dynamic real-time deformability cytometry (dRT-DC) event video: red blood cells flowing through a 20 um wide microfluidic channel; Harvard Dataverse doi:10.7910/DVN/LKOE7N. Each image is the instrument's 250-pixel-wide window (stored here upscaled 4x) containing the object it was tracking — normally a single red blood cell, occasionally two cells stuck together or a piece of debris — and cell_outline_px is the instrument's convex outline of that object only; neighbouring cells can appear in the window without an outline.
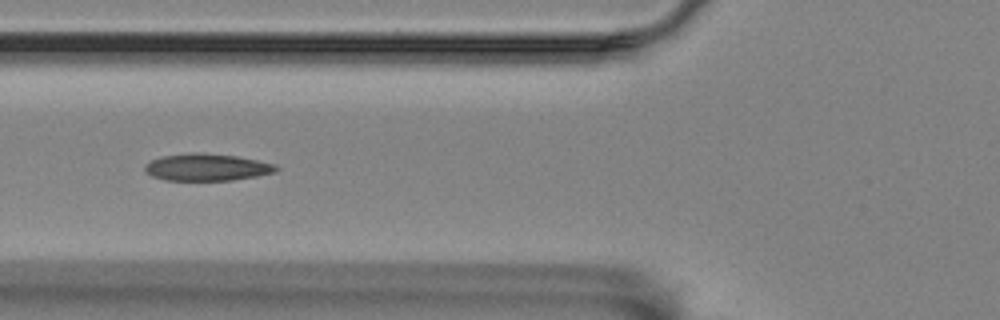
{"species": "Egyptian fruit bat (a non-hibernating species)", "species_latin": "Rousettus aegyptiacus", "temperature_condition": "room temperature", "stored_images_in_passage": 20, "camera_frame_rate_fps": 3000, "um_per_image_px": 0.085, "animal": {"sex": "female"}, "frame": {"image": 1, "passage_image": 6, "time_ms": 1.667, "image_size_px": [1000, 320], "cell_outline_px": [[280, 168], [276, 172], [256, 176], [232, 180], [168, 180], [152, 176], [144, 172], [144, 164], [160, 156], [192, 152], [204, 152], [236, 156], [256, 160], [272, 164]], "centroid_in_image_um": [17.54, 14.2], "position_along_channel_um": 108.3, "area_um2": 20.75}}
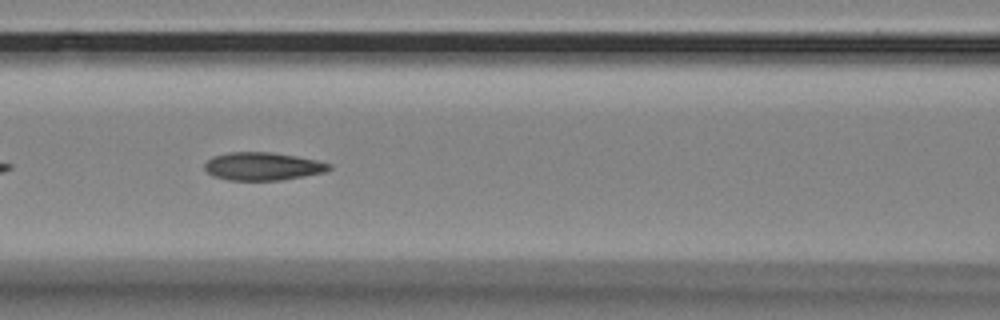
{"frame": {"image": 2, "passage_image": 9, "time_ms": 2.667, "image_size_px": [1000, 320], "cell_outline_px": [[332, 168], [324, 172], [304, 176], [280, 180], [228, 180], [212, 176], [204, 168], [204, 164], [212, 156], [228, 152], [268, 152], [296, 156], [316, 160], [332, 164]], "centroid_in_image_um": [22.31, 14.13], "position_along_channel_um": 144.3, "area_um2": 20.29}}
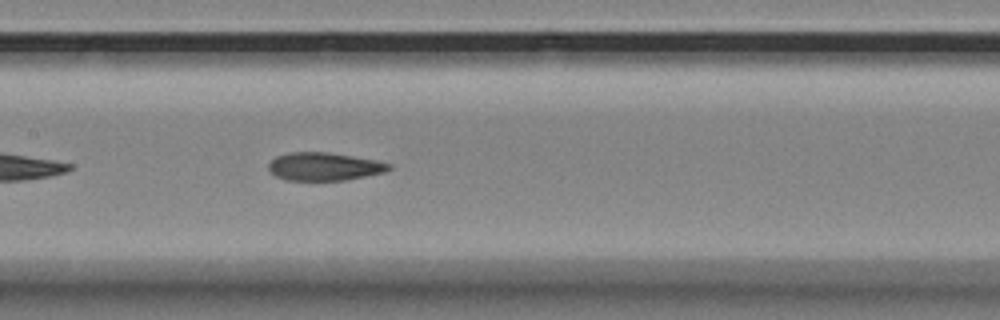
{"frame": {"image": 3, "passage_image": 12, "time_ms": 3.667, "image_size_px": [1000, 320], "cell_outline_px": [[392, 168], [384, 172], [344, 180], [284, 180], [276, 176], [268, 168], [268, 164], [276, 156], [288, 152], [324, 152], [352, 156], [376, 160], [392, 164]], "centroid_in_image_um": [27.54, 14.15], "position_along_channel_um": 179.9, "area_um2": 19.54}}